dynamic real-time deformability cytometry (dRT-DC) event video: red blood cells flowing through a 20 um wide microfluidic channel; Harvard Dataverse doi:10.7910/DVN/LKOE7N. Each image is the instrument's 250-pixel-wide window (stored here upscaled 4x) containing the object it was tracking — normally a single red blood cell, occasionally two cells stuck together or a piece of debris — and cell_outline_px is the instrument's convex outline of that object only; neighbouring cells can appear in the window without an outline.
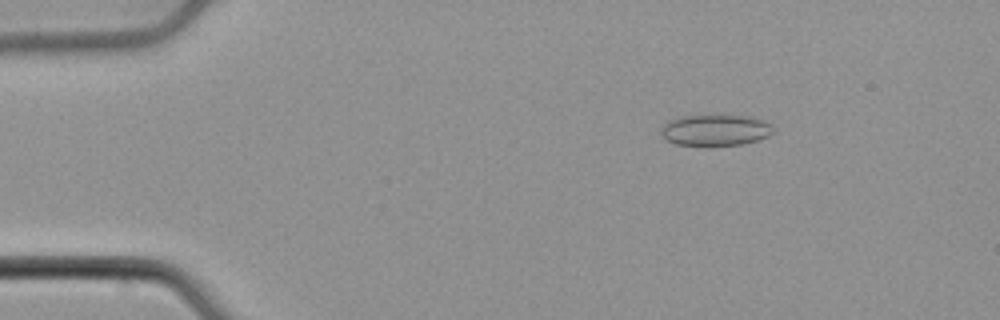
{"species": "common noctule bat (a hibernating species)", "species_latin": "Nyctalus noctula", "temperature_condition": "cold", "stored_images_in_passage": 53, "camera_frame_rate_fps": 3000, "um_per_image_px": 0.085, "animal": {"sex": "male", "body_mass_g": 21.5, "forearm_length_mm": 52.0}, "frame": {"image": 1, "passage_image": 8, "time_ms": 2.333, "image_size_px": [1000, 320], "cell_outline_px": [[776, 132], [768, 136], [744, 144], [704, 148], [676, 144], [668, 140], [660, 132], [660, 128], [668, 120], [680, 116], [752, 116], [764, 120], [772, 124]], "centroid_in_image_um": [60.83, 11.1], "position_along_channel_um": 24.2, "area_um2": 21.1}}
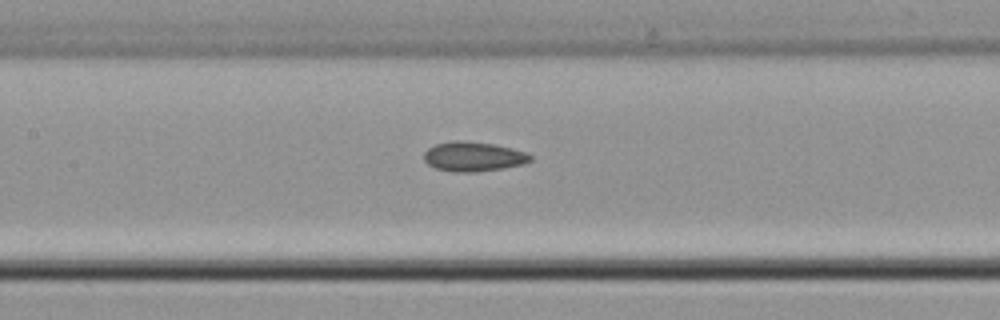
{"frame": {"image": 2, "passage_image": 25, "time_ms": 8.0, "image_size_px": [1000, 320], "cell_outline_px": [[532, 160], [524, 164], [504, 168], [476, 172], [452, 172], [436, 168], [428, 164], [424, 160], [424, 152], [428, 148], [436, 144], [452, 140], [460, 140], [496, 144], [512, 148], [524, 152], [532, 156]], "centroid_in_image_um": [40.23, 13.31], "position_along_channel_um": 167.2, "area_um2": 18.5}}
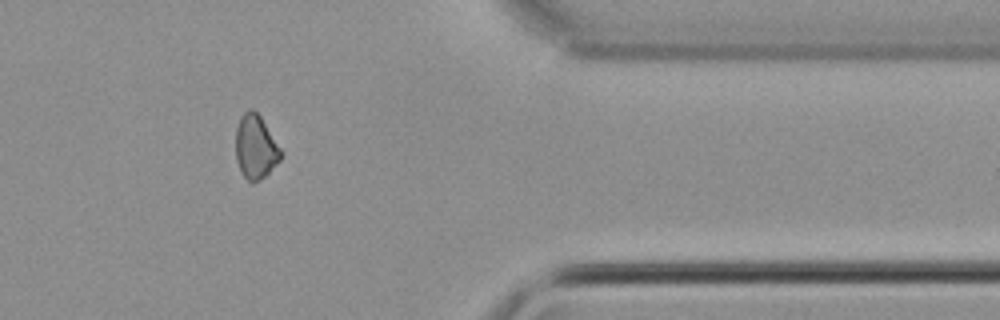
{"frame": {"image": 3, "passage_image": 44, "time_ms": 14.333, "image_size_px": [1000, 320], "cell_outline_px": [[284, 156], [260, 180], [252, 184], [244, 176], [236, 160], [236, 128], [240, 116], [248, 108], [252, 108], [260, 116], [284, 152]], "centroid_in_image_um": [21.74, 12.48], "position_along_channel_um": 389.7, "area_um2": 16.94}}